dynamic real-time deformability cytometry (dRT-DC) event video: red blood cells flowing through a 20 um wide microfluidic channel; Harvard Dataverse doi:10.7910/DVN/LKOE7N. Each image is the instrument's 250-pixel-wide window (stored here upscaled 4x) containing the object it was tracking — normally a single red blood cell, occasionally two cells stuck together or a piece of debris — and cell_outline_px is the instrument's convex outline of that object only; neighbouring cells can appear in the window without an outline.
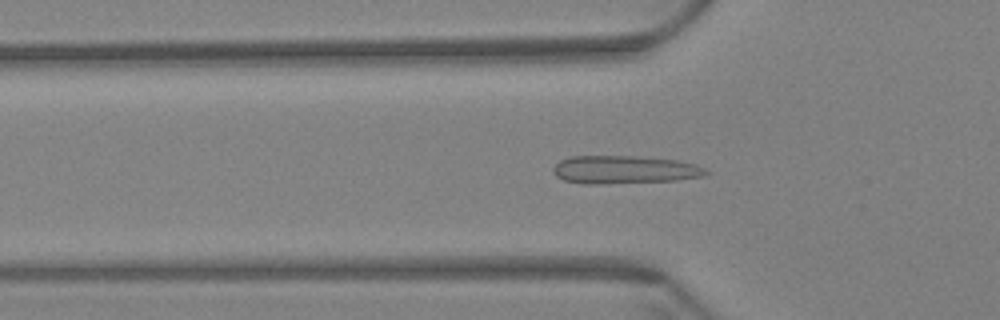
{"species": "Egyptian fruit bat (a non-hibernating species)", "species_latin": "Rousettus aegyptiacus", "temperature_condition": "warm", "stored_images_in_passage": 53, "camera_frame_rate_fps": 3000, "um_per_image_px": 0.085, "animal": {"sex": "female"}, "frame": {"image": 1, "passage_image": 14, "time_ms": 4.333, "image_size_px": [1000, 320], "cell_outline_px": [[712, 172], [704, 176], [676, 180], [600, 184], [580, 184], [564, 180], [556, 176], [552, 172], [552, 168], [560, 160], [572, 156], [636, 156], [676, 160], [696, 164]], "centroid_in_image_um": [53.06, 14.43], "position_along_channel_um": 72.7, "area_um2": 25.14}}
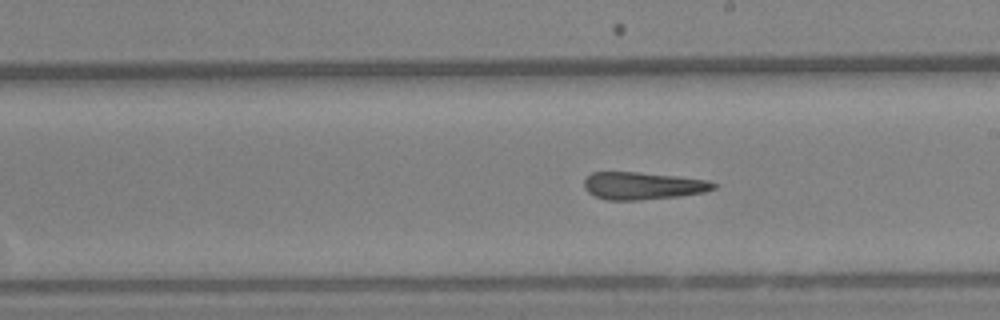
{"frame": {"image": 2, "passage_image": 28, "time_ms": 9.0, "image_size_px": [1000, 320], "cell_outline_px": [[716, 188], [704, 192], [680, 196], [640, 200], [608, 200], [596, 196], [588, 192], [584, 188], [584, 180], [592, 172], [636, 172], [676, 176], [708, 180], [716, 184]], "centroid_in_image_um": [54.64, 15.79], "position_along_channel_um": 234.4, "area_um2": 20.63}}
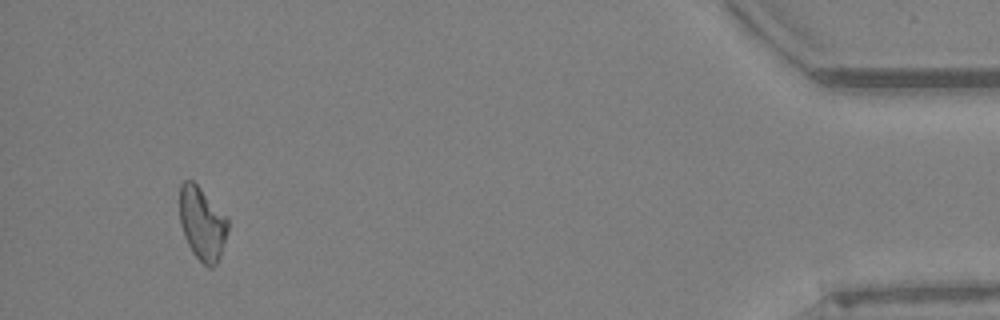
{"frame": {"image": 3, "passage_image": 50, "time_ms": 16.333, "image_size_px": [1000, 320], "cell_outline_px": [[228, 232], [220, 256], [216, 264], [212, 268], [208, 268], [192, 252], [184, 236], [180, 224], [180, 184], [184, 180], [192, 180], [200, 188], [228, 220]], "centroid_in_image_um": [17.17, 19.03], "position_along_channel_um": 418.0, "area_um2": 20.29}, "authors_computed_cell_mechanics": {"area_um2": 21.2704, "velocity_mm_per_s": 3.4712, "shape_relaxation_time_tau1_ms": null, "shape_relaxation_time_tau2_ms": 10.5393, "deformation_change_tau1": null, "deformation_change_tau2": 0.1823}}